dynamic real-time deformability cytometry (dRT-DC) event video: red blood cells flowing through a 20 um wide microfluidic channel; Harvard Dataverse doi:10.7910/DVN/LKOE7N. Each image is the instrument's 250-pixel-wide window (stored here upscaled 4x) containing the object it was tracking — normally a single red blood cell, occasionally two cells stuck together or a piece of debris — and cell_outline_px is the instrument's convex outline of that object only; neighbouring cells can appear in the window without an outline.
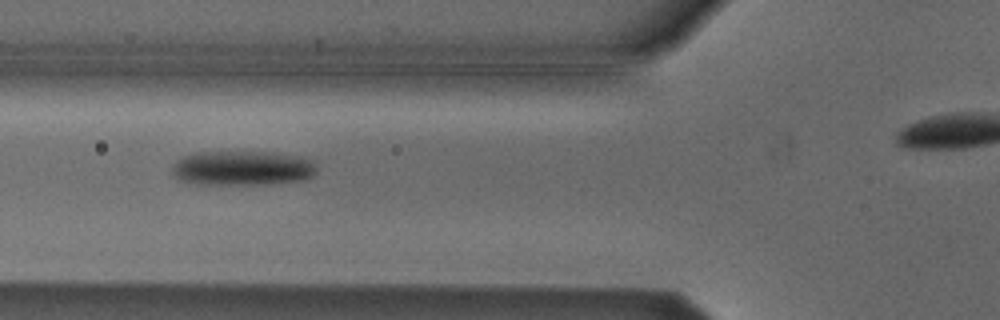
{"species": "Egyptian fruit bat (a non-hibernating species)", "species_latin": "Rousettus aegyptiacus", "temperature_condition": "cold", "stored_images_in_passage": 8, "camera_frame_rate_fps": 3000, "um_per_image_px": 0.085, "animal": {"sex": "male"}, "frame": {"image": 1, "passage_image": 5, "time_ms": 1.333, "image_size_px": [1000, 320], "cell_outline_px": [[316, 172], [312, 176], [304, 180], [272, 184], [196, 184], [180, 180], [172, 176], [172, 164], [180, 156], [196, 152], [268, 152], [300, 156], [312, 160], [316, 168]], "centroid_in_image_um": [20.57, 14.29], "position_along_channel_um": 105.2, "area_um2": 29.59}}
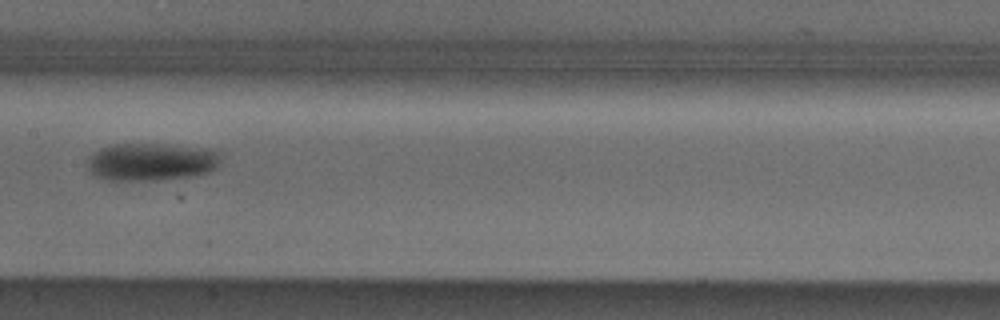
{"frame": {"image": 2, "passage_image": 7, "time_ms": 2.0, "image_size_px": [1000, 320], "cell_outline_px": [[220, 160], [216, 168], [208, 172], [192, 176], [160, 180], [108, 180], [96, 176], [88, 172], [88, 156], [92, 152], [100, 148], [112, 144], [156, 144], [208, 148], [220, 152]], "centroid_in_image_um": [12.83, 13.75], "position_along_channel_um": 194.6, "area_um2": 29.54}}
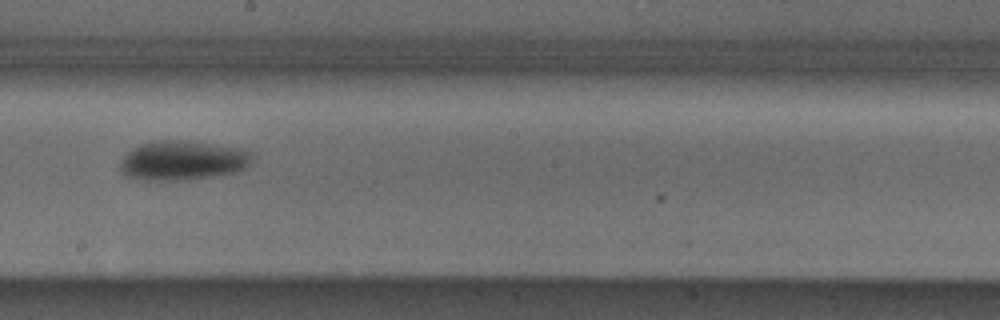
{"frame": {"image": 3, "passage_image": 8, "time_ms": 2.333, "image_size_px": [1000, 320], "cell_outline_px": [[248, 164], [244, 168], [236, 172], [192, 180], [140, 180], [124, 176], [120, 168], [120, 164], [124, 156], [132, 148], [140, 144], [152, 140], [176, 140], [212, 144], [240, 148], [248, 152]], "centroid_in_image_um": [15.43, 13.65], "position_along_channel_um": 232.8, "area_um2": 30.17}}